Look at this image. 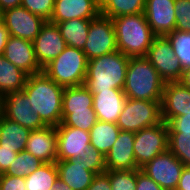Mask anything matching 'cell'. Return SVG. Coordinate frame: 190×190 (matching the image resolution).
Listing matches in <instances>:
<instances>
[{
    "instance_id": "8",
    "label": "cell",
    "mask_w": 190,
    "mask_h": 190,
    "mask_svg": "<svg viewBox=\"0 0 190 190\" xmlns=\"http://www.w3.org/2000/svg\"><path fill=\"white\" fill-rule=\"evenodd\" d=\"M87 60L118 51L112 19L101 13L91 19L87 41L82 50Z\"/></svg>"
},
{
    "instance_id": "31",
    "label": "cell",
    "mask_w": 190,
    "mask_h": 190,
    "mask_svg": "<svg viewBox=\"0 0 190 190\" xmlns=\"http://www.w3.org/2000/svg\"><path fill=\"white\" fill-rule=\"evenodd\" d=\"M172 44L173 51L185 69L190 66V32L175 30L166 35Z\"/></svg>"
},
{
    "instance_id": "48",
    "label": "cell",
    "mask_w": 190,
    "mask_h": 190,
    "mask_svg": "<svg viewBox=\"0 0 190 190\" xmlns=\"http://www.w3.org/2000/svg\"><path fill=\"white\" fill-rule=\"evenodd\" d=\"M4 99L5 95L0 92V120L4 117Z\"/></svg>"
},
{
    "instance_id": "20",
    "label": "cell",
    "mask_w": 190,
    "mask_h": 190,
    "mask_svg": "<svg viewBox=\"0 0 190 190\" xmlns=\"http://www.w3.org/2000/svg\"><path fill=\"white\" fill-rule=\"evenodd\" d=\"M99 14L96 0H55L49 21L56 24L71 19H93Z\"/></svg>"
},
{
    "instance_id": "7",
    "label": "cell",
    "mask_w": 190,
    "mask_h": 190,
    "mask_svg": "<svg viewBox=\"0 0 190 190\" xmlns=\"http://www.w3.org/2000/svg\"><path fill=\"white\" fill-rule=\"evenodd\" d=\"M168 144V126L164 121L135 132L133 151L136 165L141 168L157 155L167 151Z\"/></svg>"
},
{
    "instance_id": "22",
    "label": "cell",
    "mask_w": 190,
    "mask_h": 190,
    "mask_svg": "<svg viewBox=\"0 0 190 190\" xmlns=\"http://www.w3.org/2000/svg\"><path fill=\"white\" fill-rule=\"evenodd\" d=\"M58 178L72 190H86L92 183L95 173L87 170L78 159L57 160Z\"/></svg>"
},
{
    "instance_id": "9",
    "label": "cell",
    "mask_w": 190,
    "mask_h": 190,
    "mask_svg": "<svg viewBox=\"0 0 190 190\" xmlns=\"http://www.w3.org/2000/svg\"><path fill=\"white\" fill-rule=\"evenodd\" d=\"M146 57L165 82H176L181 79L182 65L166 36H156L153 39Z\"/></svg>"
},
{
    "instance_id": "38",
    "label": "cell",
    "mask_w": 190,
    "mask_h": 190,
    "mask_svg": "<svg viewBox=\"0 0 190 190\" xmlns=\"http://www.w3.org/2000/svg\"><path fill=\"white\" fill-rule=\"evenodd\" d=\"M168 133L190 134V112L173 118L168 124Z\"/></svg>"
},
{
    "instance_id": "36",
    "label": "cell",
    "mask_w": 190,
    "mask_h": 190,
    "mask_svg": "<svg viewBox=\"0 0 190 190\" xmlns=\"http://www.w3.org/2000/svg\"><path fill=\"white\" fill-rule=\"evenodd\" d=\"M54 4L55 0H22L21 6L49 21L53 13Z\"/></svg>"
},
{
    "instance_id": "32",
    "label": "cell",
    "mask_w": 190,
    "mask_h": 190,
    "mask_svg": "<svg viewBox=\"0 0 190 190\" xmlns=\"http://www.w3.org/2000/svg\"><path fill=\"white\" fill-rule=\"evenodd\" d=\"M168 150L172 152L184 166H190V134L168 133Z\"/></svg>"
},
{
    "instance_id": "34",
    "label": "cell",
    "mask_w": 190,
    "mask_h": 190,
    "mask_svg": "<svg viewBox=\"0 0 190 190\" xmlns=\"http://www.w3.org/2000/svg\"><path fill=\"white\" fill-rule=\"evenodd\" d=\"M109 182L112 190H136L137 169L109 170Z\"/></svg>"
},
{
    "instance_id": "10",
    "label": "cell",
    "mask_w": 190,
    "mask_h": 190,
    "mask_svg": "<svg viewBox=\"0 0 190 190\" xmlns=\"http://www.w3.org/2000/svg\"><path fill=\"white\" fill-rule=\"evenodd\" d=\"M183 163L169 150L157 155L140 169L165 190H176Z\"/></svg>"
},
{
    "instance_id": "5",
    "label": "cell",
    "mask_w": 190,
    "mask_h": 190,
    "mask_svg": "<svg viewBox=\"0 0 190 190\" xmlns=\"http://www.w3.org/2000/svg\"><path fill=\"white\" fill-rule=\"evenodd\" d=\"M88 60L81 49L67 46L64 51L43 67V72L63 87L84 85Z\"/></svg>"
},
{
    "instance_id": "18",
    "label": "cell",
    "mask_w": 190,
    "mask_h": 190,
    "mask_svg": "<svg viewBox=\"0 0 190 190\" xmlns=\"http://www.w3.org/2000/svg\"><path fill=\"white\" fill-rule=\"evenodd\" d=\"M162 120L167 124L175 117L190 112V88L180 82H166L161 102Z\"/></svg>"
},
{
    "instance_id": "4",
    "label": "cell",
    "mask_w": 190,
    "mask_h": 190,
    "mask_svg": "<svg viewBox=\"0 0 190 190\" xmlns=\"http://www.w3.org/2000/svg\"><path fill=\"white\" fill-rule=\"evenodd\" d=\"M118 51L128 57L146 56L156 35L144 13L112 18Z\"/></svg>"
},
{
    "instance_id": "1",
    "label": "cell",
    "mask_w": 190,
    "mask_h": 190,
    "mask_svg": "<svg viewBox=\"0 0 190 190\" xmlns=\"http://www.w3.org/2000/svg\"><path fill=\"white\" fill-rule=\"evenodd\" d=\"M63 86L51 80L43 71L28 75L25 94L36 114L47 126H58L62 123Z\"/></svg>"
},
{
    "instance_id": "3",
    "label": "cell",
    "mask_w": 190,
    "mask_h": 190,
    "mask_svg": "<svg viewBox=\"0 0 190 190\" xmlns=\"http://www.w3.org/2000/svg\"><path fill=\"white\" fill-rule=\"evenodd\" d=\"M129 57L120 51L88 60L84 85L91 94L111 89H122L125 85Z\"/></svg>"
},
{
    "instance_id": "35",
    "label": "cell",
    "mask_w": 190,
    "mask_h": 190,
    "mask_svg": "<svg viewBox=\"0 0 190 190\" xmlns=\"http://www.w3.org/2000/svg\"><path fill=\"white\" fill-rule=\"evenodd\" d=\"M78 160L86 166L87 170L93 171L95 174L106 171L105 156L97 149L89 146Z\"/></svg>"
},
{
    "instance_id": "21",
    "label": "cell",
    "mask_w": 190,
    "mask_h": 190,
    "mask_svg": "<svg viewBox=\"0 0 190 190\" xmlns=\"http://www.w3.org/2000/svg\"><path fill=\"white\" fill-rule=\"evenodd\" d=\"M92 95L93 109L97 115V119L116 124L127 100L123 90L111 89Z\"/></svg>"
},
{
    "instance_id": "17",
    "label": "cell",
    "mask_w": 190,
    "mask_h": 190,
    "mask_svg": "<svg viewBox=\"0 0 190 190\" xmlns=\"http://www.w3.org/2000/svg\"><path fill=\"white\" fill-rule=\"evenodd\" d=\"M135 132L120 131L116 142L105 156L106 170L139 169L134 155Z\"/></svg>"
},
{
    "instance_id": "46",
    "label": "cell",
    "mask_w": 190,
    "mask_h": 190,
    "mask_svg": "<svg viewBox=\"0 0 190 190\" xmlns=\"http://www.w3.org/2000/svg\"><path fill=\"white\" fill-rule=\"evenodd\" d=\"M178 82H180L183 86L190 88V66L183 69L181 79Z\"/></svg>"
},
{
    "instance_id": "14",
    "label": "cell",
    "mask_w": 190,
    "mask_h": 190,
    "mask_svg": "<svg viewBox=\"0 0 190 190\" xmlns=\"http://www.w3.org/2000/svg\"><path fill=\"white\" fill-rule=\"evenodd\" d=\"M57 160L78 159L90 146V133L75 127L56 126Z\"/></svg>"
},
{
    "instance_id": "15",
    "label": "cell",
    "mask_w": 190,
    "mask_h": 190,
    "mask_svg": "<svg viewBox=\"0 0 190 190\" xmlns=\"http://www.w3.org/2000/svg\"><path fill=\"white\" fill-rule=\"evenodd\" d=\"M175 0H146L144 15L156 36H166L175 31Z\"/></svg>"
},
{
    "instance_id": "41",
    "label": "cell",
    "mask_w": 190,
    "mask_h": 190,
    "mask_svg": "<svg viewBox=\"0 0 190 190\" xmlns=\"http://www.w3.org/2000/svg\"><path fill=\"white\" fill-rule=\"evenodd\" d=\"M86 190H112L109 182V170L96 174L92 183Z\"/></svg>"
},
{
    "instance_id": "49",
    "label": "cell",
    "mask_w": 190,
    "mask_h": 190,
    "mask_svg": "<svg viewBox=\"0 0 190 190\" xmlns=\"http://www.w3.org/2000/svg\"><path fill=\"white\" fill-rule=\"evenodd\" d=\"M109 0H96L98 7L101 9Z\"/></svg>"
},
{
    "instance_id": "33",
    "label": "cell",
    "mask_w": 190,
    "mask_h": 190,
    "mask_svg": "<svg viewBox=\"0 0 190 190\" xmlns=\"http://www.w3.org/2000/svg\"><path fill=\"white\" fill-rule=\"evenodd\" d=\"M97 121V115L94 110H80L68 114L62 120V124L89 132Z\"/></svg>"
},
{
    "instance_id": "2",
    "label": "cell",
    "mask_w": 190,
    "mask_h": 190,
    "mask_svg": "<svg viewBox=\"0 0 190 190\" xmlns=\"http://www.w3.org/2000/svg\"><path fill=\"white\" fill-rule=\"evenodd\" d=\"M165 83L146 56L129 57L123 88L127 98L162 102Z\"/></svg>"
},
{
    "instance_id": "26",
    "label": "cell",
    "mask_w": 190,
    "mask_h": 190,
    "mask_svg": "<svg viewBox=\"0 0 190 190\" xmlns=\"http://www.w3.org/2000/svg\"><path fill=\"white\" fill-rule=\"evenodd\" d=\"M91 19H71L56 23L67 46L83 50Z\"/></svg>"
},
{
    "instance_id": "40",
    "label": "cell",
    "mask_w": 190,
    "mask_h": 190,
    "mask_svg": "<svg viewBox=\"0 0 190 190\" xmlns=\"http://www.w3.org/2000/svg\"><path fill=\"white\" fill-rule=\"evenodd\" d=\"M136 190H165V189L161 188L156 182H154L147 174H145L139 168L137 169Z\"/></svg>"
},
{
    "instance_id": "37",
    "label": "cell",
    "mask_w": 190,
    "mask_h": 190,
    "mask_svg": "<svg viewBox=\"0 0 190 190\" xmlns=\"http://www.w3.org/2000/svg\"><path fill=\"white\" fill-rule=\"evenodd\" d=\"M175 30L190 32V0H175Z\"/></svg>"
},
{
    "instance_id": "44",
    "label": "cell",
    "mask_w": 190,
    "mask_h": 190,
    "mask_svg": "<svg viewBox=\"0 0 190 190\" xmlns=\"http://www.w3.org/2000/svg\"><path fill=\"white\" fill-rule=\"evenodd\" d=\"M10 37L9 31L6 29V26L0 22V55L3 54L7 41Z\"/></svg>"
},
{
    "instance_id": "45",
    "label": "cell",
    "mask_w": 190,
    "mask_h": 190,
    "mask_svg": "<svg viewBox=\"0 0 190 190\" xmlns=\"http://www.w3.org/2000/svg\"><path fill=\"white\" fill-rule=\"evenodd\" d=\"M22 0H0V13L10 8L21 6Z\"/></svg>"
},
{
    "instance_id": "27",
    "label": "cell",
    "mask_w": 190,
    "mask_h": 190,
    "mask_svg": "<svg viewBox=\"0 0 190 190\" xmlns=\"http://www.w3.org/2000/svg\"><path fill=\"white\" fill-rule=\"evenodd\" d=\"M28 74L0 55V92L4 95L23 90Z\"/></svg>"
},
{
    "instance_id": "25",
    "label": "cell",
    "mask_w": 190,
    "mask_h": 190,
    "mask_svg": "<svg viewBox=\"0 0 190 190\" xmlns=\"http://www.w3.org/2000/svg\"><path fill=\"white\" fill-rule=\"evenodd\" d=\"M120 131L115 123L98 120L89 131L90 146L106 156L116 142Z\"/></svg>"
},
{
    "instance_id": "24",
    "label": "cell",
    "mask_w": 190,
    "mask_h": 190,
    "mask_svg": "<svg viewBox=\"0 0 190 190\" xmlns=\"http://www.w3.org/2000/svg\"><path fill=\"white\" fill-rule=\"evenodd\" d=\"M93 109V95L85 86L65 87L62 96V120L70 113Z\"/></svg>"
},
{
    "instance_id": "23",
    "label": "cell",
    "mask_w": 190,
    "mask_h": 190,
    "mask_svg": "<svg viewBox=\"0 0 190 190\" xmlns=\"http://www.w3.org/2000/svg\"><path fill=\"white\" fill-rule=\"evenodd\" d=\"M31 130L3 117L0 120V146L15 152L25 150Z\"/></svg>"
},
{
    "instance_id": "30",
    "label": "cell",
    "mask_w": 190,
    "mask_h": 190,
    "mask_svg": "<svg viewBox=\"0 0 190 190\" xmlns=\"http://www.w3.org/2000/svg\"><path fill=\"white\" fill-rule=\"evenodd\" d=\"M42 164L43 162L37 157L33 156L27 150H23L17 153L15 160L4 174L25 178L27 175L35 172Z\"/></svg>"
},
{
    "instance_id": "6",
    "label": "cell",
    "mask_w": 190,
    "mask_h": 190,
    "mask_svg": "<svg viewBox=\"0 0 190 190\" xmlns=\"http://www.w3.org/2000/svg\"><path fill=\"white\" fill-rule=\"evenodd\" d=\"M162 121L161 102L127 98L116 125L121 131L138 132Z\"/></svg>"
},
{
    "instance_id": "42",
    "label": "cell",
    "mask_w": 190,
    "mask_h": 190,
    "mask_svg": "<svg viewBox=\"0 0 190 190\" xmlns=\"http://www.w3.org/2000/svg\"><path fill=\"white\" fill-rule=\"evenodd\" d=\"M17 152L12 149L2 148L0 146V172L5 173L10 167L11 163L15 160Z\"/></svg>"
},
{
    "instance_id": "13",
    "label": "cell",
    "mask_w": 190,
    "mask_h": 190,
    "mask_svg": "<svg viewBox=\"0 0 190 190\" xmlns=\"http://www.w3.org/2000/svg\"><path fill=\"white\" fill-rule=\"evenodd\" d=\"M34 52L39 65L43 68L51 60L59 56L67 44L61 36L58 26L50 21H46L33 40Z\"/></svg>"
},
{
    "instance_id": "47",
    "label": "cell",
    "mask_w": 190,
    "mask_h": 190,
    "mask_svg": "<svg viewBox=\"0 0 190 190\" xmlns=\"http://www.w3.org/2000/svg\"><path fill=\"white\" fill-rule=\"evenodd\" d=\"M51 190H72V189L58 178L55 181L54 185L51 187Z\"/></svg>"
},
{
    "instance_id": "43",
    "label": "cell",
    "mask_w": 190,
    "mask_h": 190,
    "mask_svg": "<svg viewBox=\"0 0 190 190\" xmlns=\"http://www.w3.org/2000/svg\"><path fill=\"white\" fill-rule=\"evenodd\" d=\"M176 190H190V166H185L182 170Z\"/></svg>"
},
{
    "instance_id": "29",
    "label": "cell",
    "mask_w": 190,
    "mask_h": 190,
    "mask_svg": "<svg viewBox=\"0 0 190 190\" xmlns=\"http://www.w3.org/2000/svg\"><path fill=\"white\" fill-rule=\"evenodd\" d=\"M146 0H109L101 9L104 16L115 18L122 15L144 13Z\"/></svg>"
},
{
    "instance_id": "28",
    "label": "cell",
    "mask_w": 190,
    "mask_h": 190,
    "mask_svg": "<svg viewBox=\"0 0 190 190\" xmlns=\"http://www.w3.org/2000/svg\"><path fill=\"white\" fill-rule=\"evenodd\" d=\"M57 179L56 163H43L35 172L25 177V190H51Z\"/></svg>"
},
{
    "instance_id": "39",
    "label": "cell",
    "mask_w": 190,
    "mask_h": 190,
    "mask_svg": "<svg viewBox=\"0 0 190 190\" xmlns=\"http://www.w3.org/2000/svg\"><path fill=\"white\" fill-rule=\"evenodd\" d=\"M25 178L6 174L0 176V190H25Z\"/></svg>"
},
{
    "instance_id": "16",
    "label": "cell",
    "mask_w": 190,
    "mask_h": 190,
    "mask_svg": "<svg viewBox=\"0 0 190 190\" xmlns=\"http://www.w3.org/2000/svg\"><path fill=\"white\" fill-rule=\"evenodd\" d=\"M2 55L28 75L43 71L37 61L33 42L30 40L10 36Z\"/></svg>"
},
{
    "instance_id": "11",
    "label": "cell",
    "mask_w": 190,
    "mask_h": 190,
    "mask_svg": "<svg viewBox=\"0 0 190 190\" xmlns=\"http://www.w3.org/2000/svg\"><path fill=\"white\" fill-rule=\"evenodd\" d=\"M1 21L10 36L33 40L38 36L42 25L46 22L42 17L29 12L23 6L10 8L1 13Z\"/></svg>"
},
{
    "instance_id": "19",
    "label": "cell",
    "mask_w": 190,
    "mask_h": 190,
    "mask_svg": "<svg viewBox=\"0 0 190 190\" xmlns=\"http://www.w3.org/2000/svg\"><path fill=\"white\" fill-rule=\"evenodd\" d=\"M25 150L43 163L57 161V131L55 126L31 130Z\"/></svg>"
},
{
    "instance_id": "12",
    "label": "cell",
    "mask_w": 190,
    "mask_h": 190,
    "mask_svg": "<svg viewBox=\"0 0 190 190\" xmlns=\"http://www.w3.org/2000/svg\"><path fill=\"white\" fill-rule=\"evenodd\" d=\"M29 101V97L24 90L6 94L4 99V117L30 130L46 127L47 125L34 112Z\"/></svg>"
}]
</instances>
